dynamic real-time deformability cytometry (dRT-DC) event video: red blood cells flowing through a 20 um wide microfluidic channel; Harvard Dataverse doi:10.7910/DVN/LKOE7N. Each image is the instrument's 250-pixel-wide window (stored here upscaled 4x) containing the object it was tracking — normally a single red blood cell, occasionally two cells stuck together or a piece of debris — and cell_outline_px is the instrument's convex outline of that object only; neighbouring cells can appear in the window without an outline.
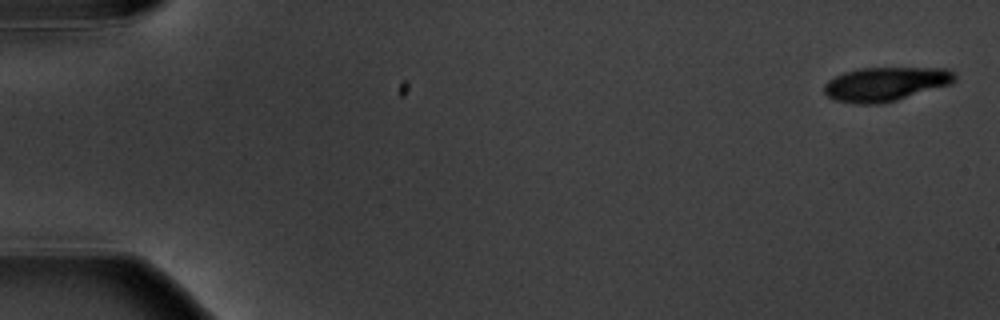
{"species": "common noctule bat (a hibernating species)", "species_latin": "Nyctalus noctula", "temperature_condition": "warm", "stored_images_in_passage": 9, "camera_frame_rate_fps": 3000, "um_per_image_px": 0.085, "animal": {"sex": "male", "body_mass_g": 20.1, "forearm_length_mm": 53.5}, "frame": {"image": 1, "passage_image": 1, "time_ms": 0.0, "image_size_px": [1000, 320], "cell_outline_px": [[956, 80], [952, 84], [896, 100], [880, 104], [860, 104], [836, 100], [828, 96], [824, 92], [824, 84], [828, 80], [844, 72], [860, 68], [948, 68], [956, 72]], "centroid_in_image_um": [75.32, 7.13], "position_along_channel_um": 9.7, "area_um2": 25.95}}
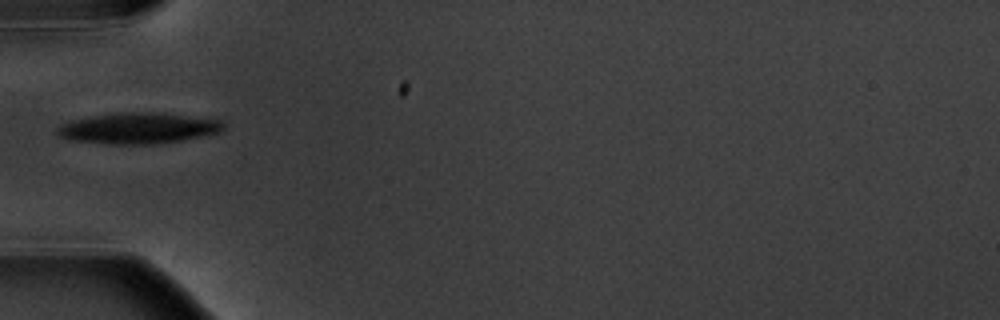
{"frame": {"image": 2, "passage_image": 6, "time_ms": 6.0, "image_size_px": [1000, 320], "cell_outline_px": [[224, 128], [220, 132], [208, 136], [152, 144], [108, 144], [68, 140], [60, 136], [56, 132], [56, 128], [60, 124], [72, 120], [88, 116], [120, 112], [156, 112], [220, 120], [224, 124]], "centroid_in_image_um": [11.71, 10.9], "position_along_channel_um": 73.3, "area_um2": 30.17}}
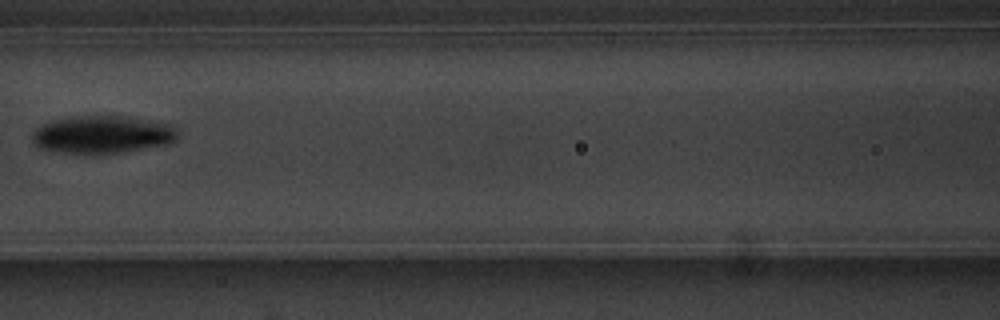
{"frame": {"image": 3, "passage_image": 8, "time_ms": 8.333, "image_size_px": [1000, 320], "cell_outline_px": [[176, 140], [168, 144], [120, 152], [64, 152], [44, 148], [36, 144], [32, 140], [32, 136], [36, 128], [44, 124], [56, 120], [80, 116], [120, 116], [172, 124], [176, 128]], "centroid_in_image_um": [8.75, 11.42], "position_along_channel_um": 157.8, "area_um2": 30.87}}